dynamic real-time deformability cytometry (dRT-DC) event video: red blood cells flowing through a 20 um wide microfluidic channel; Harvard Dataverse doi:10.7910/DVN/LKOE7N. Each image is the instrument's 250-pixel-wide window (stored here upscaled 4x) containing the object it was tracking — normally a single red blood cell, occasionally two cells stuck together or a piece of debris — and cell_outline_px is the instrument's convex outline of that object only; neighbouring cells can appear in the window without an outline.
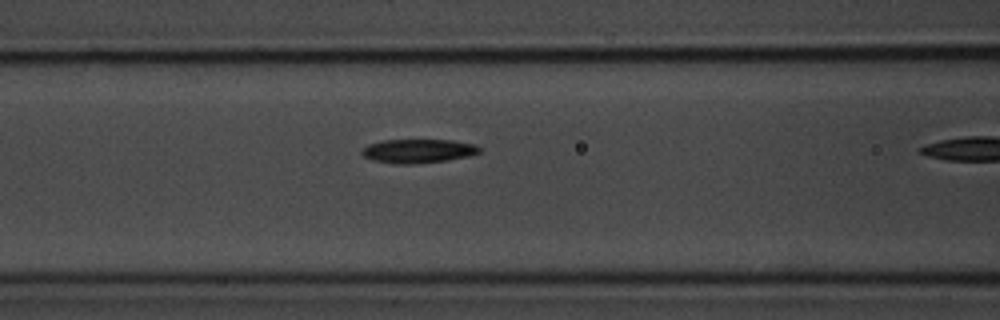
{"species": "common noctule bat (a hibernating species)", "species_latin": "Nyctalus noctula", "temperature_condition": "room temperature", "stored_images_in_passage": 13, "camera_frame_rate_fps": 3000, "um_per_image_px": 0.085, "animal": {"sex": "male", "body_mass_g": 20.1, "forearm_length_mm": 53.5}, "frame": {"image": 1, "passage_image": 6, "time_ms": 1.667, "image_size_px": [1000, 320], "cell_outline_px": [[480, 152], [468, 156], [444, 160], [412, 164], [396, 164], [372, 160], [364, 156], [360, 152], [360, 148], [368, 144], [380, 140], [452, 140], [476, 144], [480, 148]], "centroid_in_image_um": [35.48, 12.82], "position_along_channel_um": 131.1, "area_um2": 16.42}}